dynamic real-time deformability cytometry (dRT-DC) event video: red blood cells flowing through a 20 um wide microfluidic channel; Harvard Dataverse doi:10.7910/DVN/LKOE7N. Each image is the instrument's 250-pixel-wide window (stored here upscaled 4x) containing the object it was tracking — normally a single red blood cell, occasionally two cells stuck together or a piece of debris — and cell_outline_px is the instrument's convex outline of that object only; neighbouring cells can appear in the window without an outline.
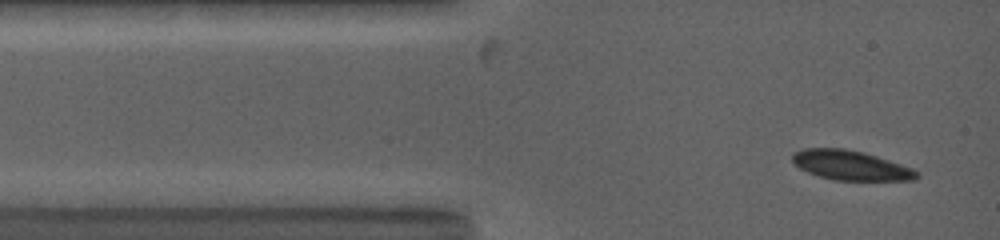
{"species": "common noctule bat (a hibernating species)", "species_latin": "Nyctalus noctula", "temperature_condition": "warm", "stored_images_in_passage": 3, "camera_frame_rate_fps": 5000, "um_per_image_px": 0.085, "animal": {"sex": "female", "body_mass_g": 19.0, "forearm_length_mm": 53.3}, "frame": {"image": 1, "passage_image": 1, "time_ms": 0.0, "image_size_px": [1000, 240], "cell_outline_px": [[920, 176], [916, 180], [832, 180], [808, 172], [800, 168], [792, 160], [792, 152], [804, 148], [844, 148], [864, 152], [912, 168], [920, 172]], "centroid_in_image_um": [72.32, 14.05], "position_along_channel_um": 12.7, "area_um2": 21.44}}
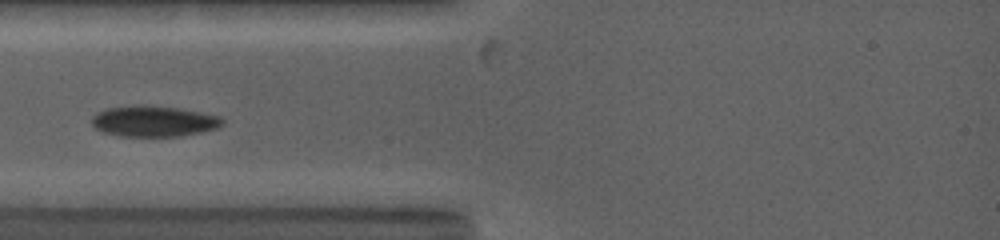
{"frame": {"image": 2, "passage_image": 3, "time_ms": 2.4, "image_size_px": [1000, 240], "cell_outline_px": [[224, 124], [220, 128], [180, 136], [120, 136], [104, 132], [96, 128], [92, 124], [92, 116], [108, 108], [136, 104], [140, 104], [176, 108], [200, 112], [220, 116], [224, 120]], "centroid_in_image_um": [13.1, 10.3], "position_along_channel_um": 71.9, "area_um2": 23.47}}